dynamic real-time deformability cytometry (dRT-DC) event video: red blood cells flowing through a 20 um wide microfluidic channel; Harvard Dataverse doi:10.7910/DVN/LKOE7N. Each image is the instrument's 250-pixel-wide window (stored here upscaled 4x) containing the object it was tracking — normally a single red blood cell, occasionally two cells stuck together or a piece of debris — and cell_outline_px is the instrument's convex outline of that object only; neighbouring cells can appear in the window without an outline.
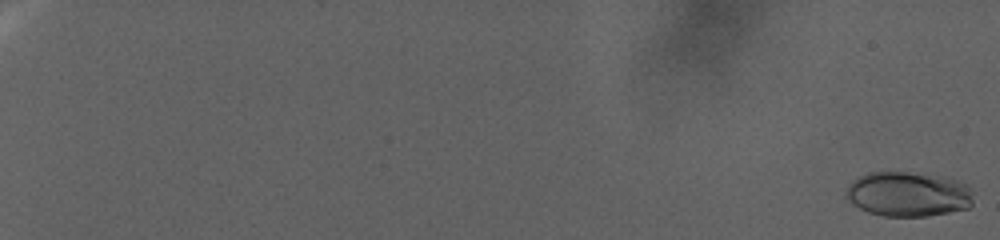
{"species": "human", "species_latin": "Homo sapiens", "temperature_condition": "warm", "stored_images_in_passage": 131, "camera_frame_rate_fps": 3000, "um_per_image_px": 0.085, "donor": {"sex": "female"}, "frame": {"image": 1, "passage_image": 2, "time_ms": 0.333, "image_size_px": [1000, 240], "cell_outline_px": [[972, 204], [968, 208], [928, 216], [884, 216], [868, 212], [852, 204], [844, 196], [848, 184], [852, 180], [868, 172], [904, 172], [940, 176], [956, 180], [968, 184], [972, 188]], "centroid_in_image_um": [77.18, 16.5], "position_along_channel_um": 7.8, "area_um2": 33.41}}
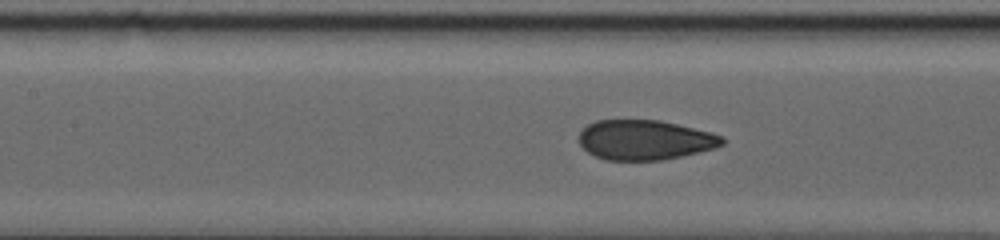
{"frame": {"image": 2, "passage_image": 73, "time_ms": 24.0, "image_size_px": [1000, 240], "cell_outline_px": [[724, 144], [716, 148], [664, 160], [608, 160], [596, 156], [588, 152], [580, 144], [580, 132], [588, 124], [596, 120], [660, 120], [712, 132], [724, 136]], "centroid_in_image_um": [54.86, 11.89], "position_along_channel_um": 152.5, "area_um2": 33.29}}
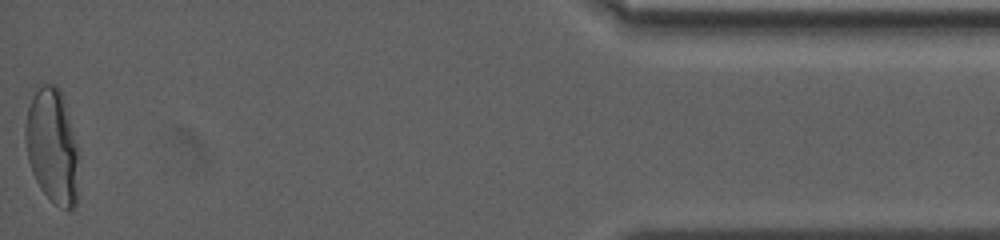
{"frame": {"image": 3, "passage_image": 131, "time_ms": 43.333, "image_size_px": [1000, 240], "cell_outline_px": [[76, 204], [72, 208], [64, 208], [56, 204], [40, 188], [32, 172], [28, 160], [24, 136], [24, 128], [28, 108], [32, 96], [44, 84], [56, 84], [60, 88], [76, 144]], "centroid_in_image_um": [4.39, 12.39], "position_along_channel_um": 430.8, "area_um2": 34.68}}